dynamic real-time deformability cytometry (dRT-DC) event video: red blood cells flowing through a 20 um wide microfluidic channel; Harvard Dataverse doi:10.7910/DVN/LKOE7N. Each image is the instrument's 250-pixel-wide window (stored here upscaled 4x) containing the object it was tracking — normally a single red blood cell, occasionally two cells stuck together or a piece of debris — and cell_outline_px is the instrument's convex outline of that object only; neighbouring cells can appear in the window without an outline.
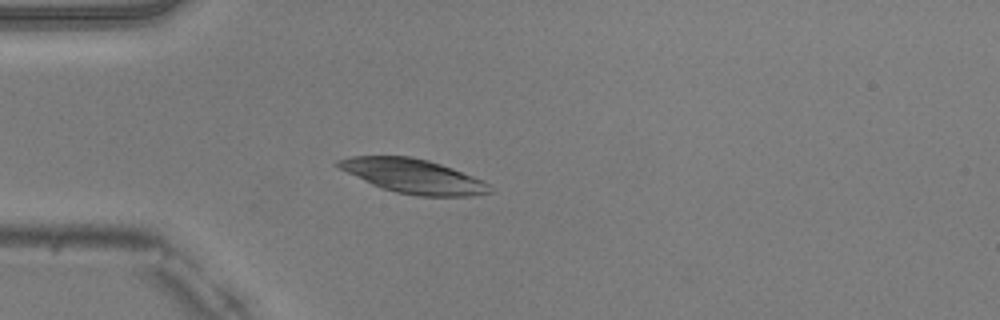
{"species": "common noctule bat (a hibernating species)", "species_latin": "Nyctalus noctula", "temperature_condition": "warm", "stored_images_in_passage": 29, "camera_frame_rate_fps": 3000, "um_per_image_px": 0.085, "animal": {"sex": "male", "body_mass_g": 20.5, "forearm_length_mm": 52.5}, "frame": {"image": 1, "passage_image": 1, "time_ms": 0.0, "image_size_px": [1000, 320], "cell_outline_px": [[492, 192], [472, 196], [416, 196], [396, 192], [380, 188], [332, 164], [336, 160], [352, 156], [408, 156], [428, 160], [452, 168], [484, 180], [488, 184]], "centroid_in_image_um": [35.13, 14.97], "position_along_channel_um": 49.9, "area_um2": 30.11}}
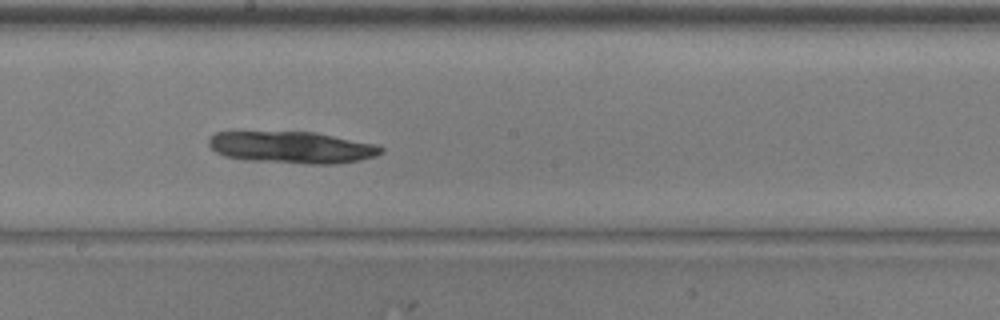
{"frame": {"image": 2, "passage_image": 15, "time_ms": 4.667, "image_size_px": [1000, 320], "cell_outline_px": [[384, 152], [376, 156], [360, 160], [336, 164], [308, 164], [244, 160], [224, 156], [216, 152], [208, 144], [208, 140], [216, 132], [316, 132], [376, 144], [384, 148]], "centroid_in_image_um": [24.85, 12.53], "position_along_channel_um": 223.4, "area_um2": 32.14}}
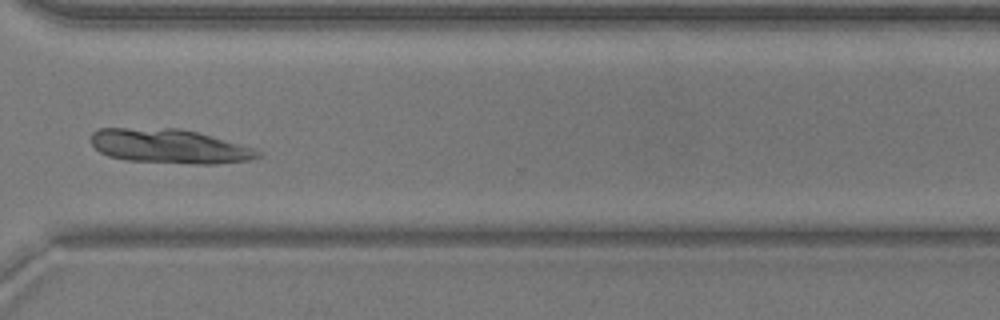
{"frame": {"image": 3, "passage_image": 25, "time_ms": 8.0, "image_size_px": [1000, 320], "cell_outline_px": [[264, 152], [260, 156], [248, 160], [216, 164], [196, 164], [128, 160], [108, 156], [100, 152], [88, 140], [92, 132], [100, 128], [180, 128], [212, 136], [256, 148]], "centroid_in_image_um": [14.4, 12.42], "position_along_channel_um": 356.2, "area_um2": 33.52}}